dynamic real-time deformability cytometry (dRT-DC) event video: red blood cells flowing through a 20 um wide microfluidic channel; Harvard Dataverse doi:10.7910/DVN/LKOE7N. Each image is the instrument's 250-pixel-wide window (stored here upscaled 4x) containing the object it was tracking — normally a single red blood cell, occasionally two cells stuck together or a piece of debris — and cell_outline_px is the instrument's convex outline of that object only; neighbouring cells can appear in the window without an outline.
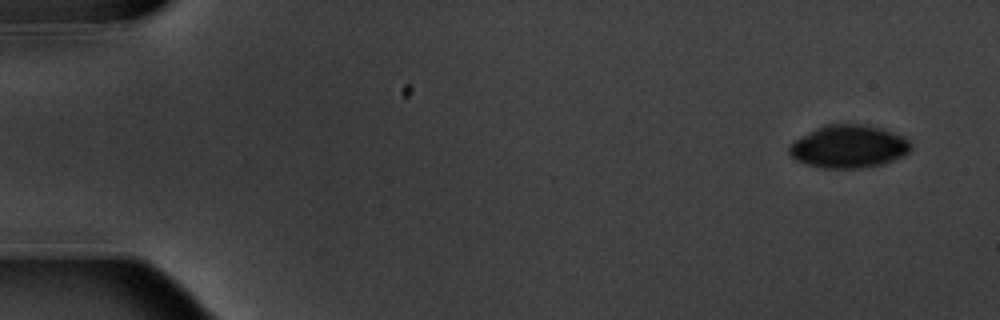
{"species": "common noctule bat (a hibernating species)", "species_latin": "Nyctalus noctula", "temperature_condition": "warm", "stored_images_in_passage": 5, "camera_frame_rate_fps": 3000, "um_per_image_px": 0.085, "animal": {"sex": "male", "body_mass_g": 20.1, "forearm_length_mm": 53.5}, "frame": {"image": 1, "passage_image": 1, "time_ms": 0.0, "image_size_px": [1000, 320], "cell_outline_px": [[912, 148], [908, 152], [892, 160], [880, 164], [860, 168], [820, 168], [796, 160], [788, 152], [788, 148], [796, 140], [816, 128], [828, 124], [868, 124], [904, 136], [912, 144]], "centroid_in_image_um": [72.15, 12.45], "position_along_channel_um": 12.9, "area_um2": 30.06}}